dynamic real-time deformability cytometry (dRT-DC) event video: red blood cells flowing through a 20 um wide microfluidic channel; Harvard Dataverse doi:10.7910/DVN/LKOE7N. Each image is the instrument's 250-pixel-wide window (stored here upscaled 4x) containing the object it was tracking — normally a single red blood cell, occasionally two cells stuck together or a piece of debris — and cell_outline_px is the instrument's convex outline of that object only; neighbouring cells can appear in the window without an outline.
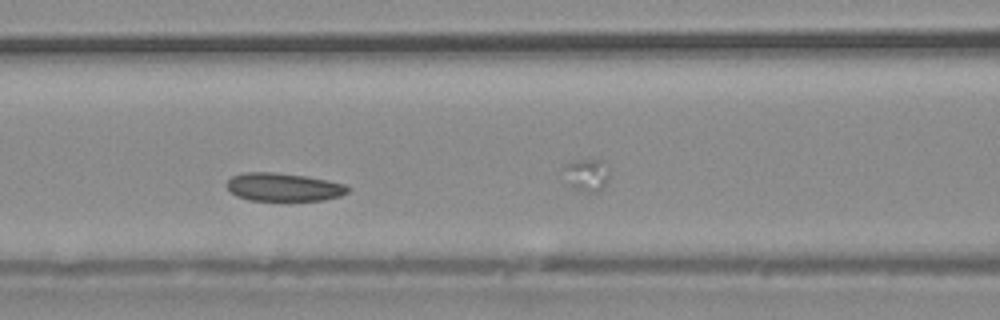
{"species": "common noctule bat (a hibernating species)", "species_latin": "Nyctalus noctula", "temperature_condition": "warm", "stored_images_in_passage": 27, "camera_frame_rate_fps": 3000, "um_per_image_px": 0.085, "animal": {"sex": "male", "body_mass_g": 20.4}, "frame": {"image": 1, "passage_image": 5, "time_ms": 1.333, "image_size_px": [1000, 320], "cell_outline_px": [[352, 188], [348, 192], [340, 196], [324, 200], [248, 200], [236, 196], [224, 184], [232, 176], [244, 172], [272, 172], [308, 176], [328, 180], [344, 184]], "centroid_in_image_um": [24.11, 15.89], "position_along_channel_um": 142.5, "area_um2": 20.0}}
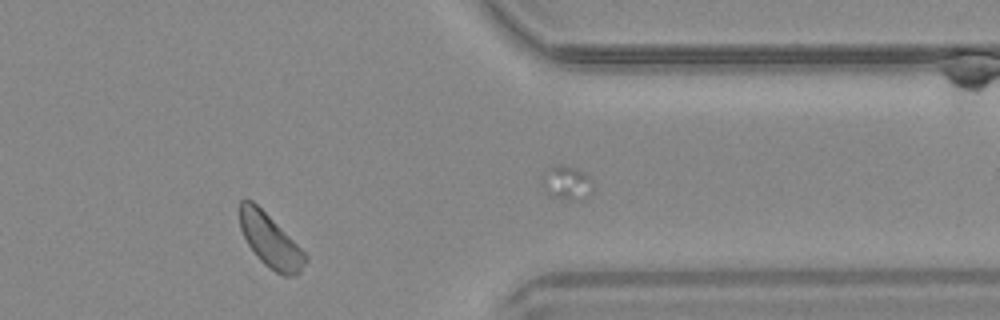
{"frame": {"image": 2, "passage_image": 20, "time_ms": 6.333, "image_size_px": [1000, 320], "cell_outline_px": [[308, 260], [300, 272], [296, 276], [284, 276], [276, 272], [264, 264], [256, 256], [248, 244], [240, 228], [240, 200], [252, 200], [308, 256]], "centroid_in_image_um": [22.98, 20.51], "position_along_channel_um": 388.4, "area_um2": 19.83}}